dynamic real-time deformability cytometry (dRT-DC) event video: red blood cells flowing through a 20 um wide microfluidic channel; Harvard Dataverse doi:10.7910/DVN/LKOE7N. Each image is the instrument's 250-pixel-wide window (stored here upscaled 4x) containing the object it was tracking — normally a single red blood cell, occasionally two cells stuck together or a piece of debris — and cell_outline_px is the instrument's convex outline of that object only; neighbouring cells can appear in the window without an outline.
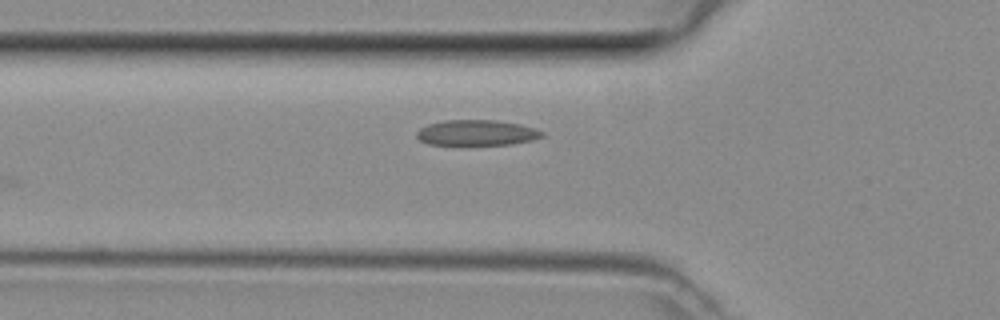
{"species": "common noctule bat (a hibernating species)", "species_latin": "Nyctalus noctula", "temperature_condition": "room temperature", "stored_images_in_passage": 3, "camera_frame_rate_fps": 3000, "um_per_image_px": 0.085, "animal": {"sex": "female", "body_mass_g": 29.2, "forearm_length_mm": 56.3}, "frame": {"image": 1, "passage_image": 3, "time_ms": 0.667, "image_size_px": [1000, 320], "cell_outline_px": [[544, 136], [532, 140], [512, 144], [460, 148], [428, 144], [420, 140], [416, 136], [416, 132], [420, 128], [428, 124], [444, 120], [496, 120], [520, 124], [544, 132]], "centroid_in_image_um": [40.45, 11.34], "position_along_channel_um": 85.3, "area_um2": 19.71}}